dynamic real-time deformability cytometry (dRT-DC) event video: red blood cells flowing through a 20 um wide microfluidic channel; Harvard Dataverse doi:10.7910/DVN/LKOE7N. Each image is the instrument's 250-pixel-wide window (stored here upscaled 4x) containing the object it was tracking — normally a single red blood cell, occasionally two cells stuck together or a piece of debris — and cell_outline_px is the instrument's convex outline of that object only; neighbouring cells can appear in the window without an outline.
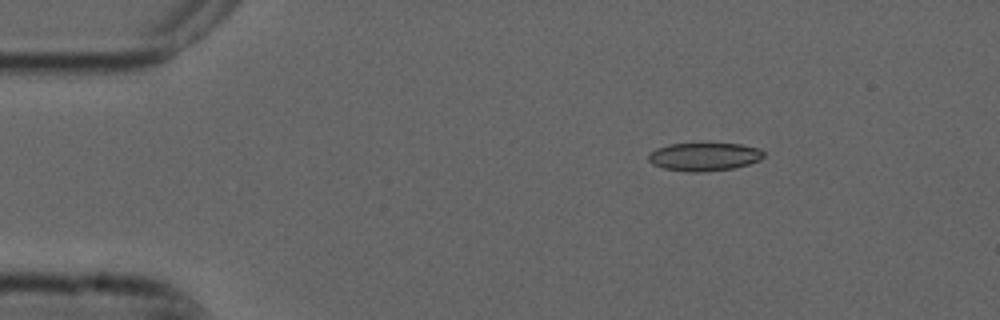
{"species": "common noctule bat (a hibernating species)", "species_latin": "Nyctalus noctula", "temperature_condition": "cold", "stored_images_in_passage": 2, "camera_frame_rate_fps": 3000, "um_per_image_px": 0.085, "animal": {"sex": "male", "forearm_length_mm": 52.5}, "frame": {"image": 1, "passage_image": 1, "time_ms": 0.0, "image_size_px": [1000, 320], "cell_outline_px": [[764, 156], [760, 160], [748, 164], [732, 168], [700, 172], [692, 172], [664, 168], [652, 164], [648, 160], [648, 156], [656, 148], [668, 144], [740, 144], [760, 148], [764, 152]], "centroid_in_image_um": [59.87, 13.32], "position_along_channel_um": 25.1, "area_um2": 18.73}}